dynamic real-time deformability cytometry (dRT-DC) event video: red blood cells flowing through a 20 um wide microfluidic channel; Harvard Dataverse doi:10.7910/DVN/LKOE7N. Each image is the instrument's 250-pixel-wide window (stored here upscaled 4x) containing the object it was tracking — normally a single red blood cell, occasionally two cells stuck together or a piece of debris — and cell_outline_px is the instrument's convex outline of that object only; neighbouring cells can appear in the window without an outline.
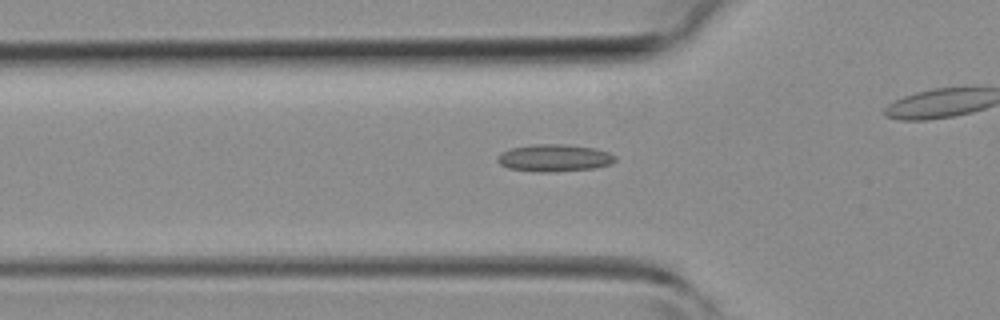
{"species": "common noctule bat (a hibernating species)", "species_latin": "Nyctalus noctula", "temperature_condition": "room temperature", "stored_images_in_passage": 37, "camera_frame_rate_fps": 3000, "um_per_image_px": 0.085, "animal": {"sex": "female", "body_mass_g": 19.3, "forearm_length_mm": 54.1}, "frame": {"image": 1, "passage_image": 15, "time_ms": 4.667, "image_size_px": [1000, 320], "cell_outline_px": [[616, 160], [608, 164], [592, 168], [548, 172], [536, 172], [508, 168], [500, 164], [496, 160], [496, 156], [500, 152], [512, 148], [532, 144], [564, 144], [592, 148], [608, 152], [616, 156]], "centroid_in_image_um": [47.04, 13.42], "position_along_channel_um": 78.8, "area_um2": 18.55}}
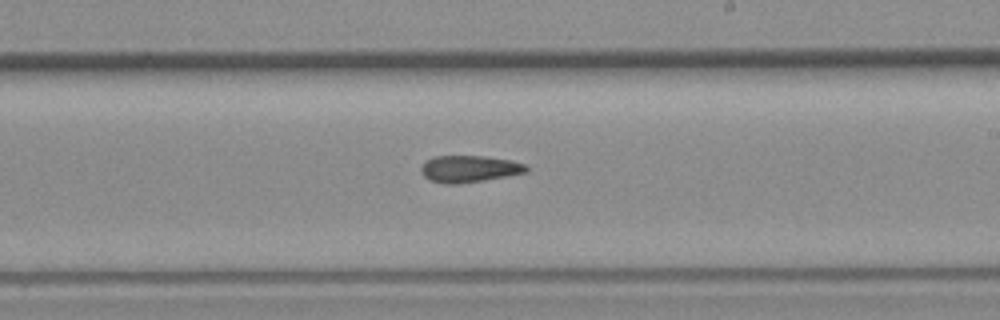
{"frame": {"image": 2, "passage_image": 26, "time_ms": 8.333, "image_size_px": [1000, 320], "cell_outline_px": [[528, 172], [484, 180], [456, 184], [444, 184], [428, 180], [424, 176], [420, 168], [424, 160], [432, 156], [484, 156], [512, 160], [524, 164], [528, 168]], "centroid_in_image_um": [39.84, 14.35], "position_along_channel_um": 249.2, "area_um2": 16.59}}
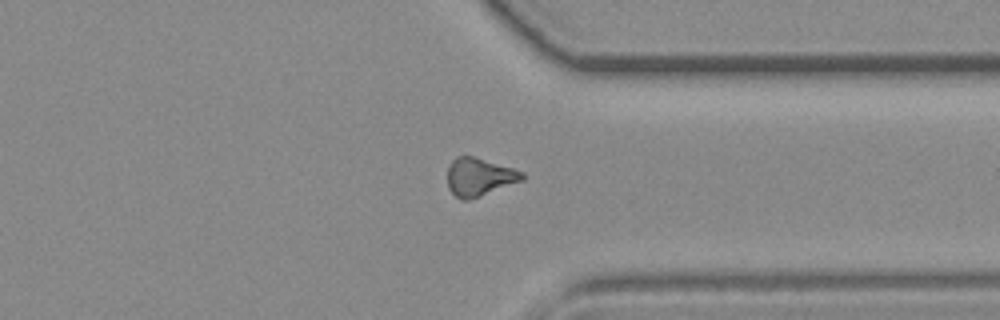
{"frame": {"image": 3, "passage_image": 34, "time_ms": 11.0, "image_size_px": [1000, 320], "cell_outline_px": [[528, 176], [524, 180], [468, 200], [460, 200], [448, 188], [448, 164], [456, 156], [472, 156], [512, 168], [524, 172]], "centroid_in_image_um": [40.75, 15.04], "position_along_channel_um": 370.7, "area_um2": 16.53}}